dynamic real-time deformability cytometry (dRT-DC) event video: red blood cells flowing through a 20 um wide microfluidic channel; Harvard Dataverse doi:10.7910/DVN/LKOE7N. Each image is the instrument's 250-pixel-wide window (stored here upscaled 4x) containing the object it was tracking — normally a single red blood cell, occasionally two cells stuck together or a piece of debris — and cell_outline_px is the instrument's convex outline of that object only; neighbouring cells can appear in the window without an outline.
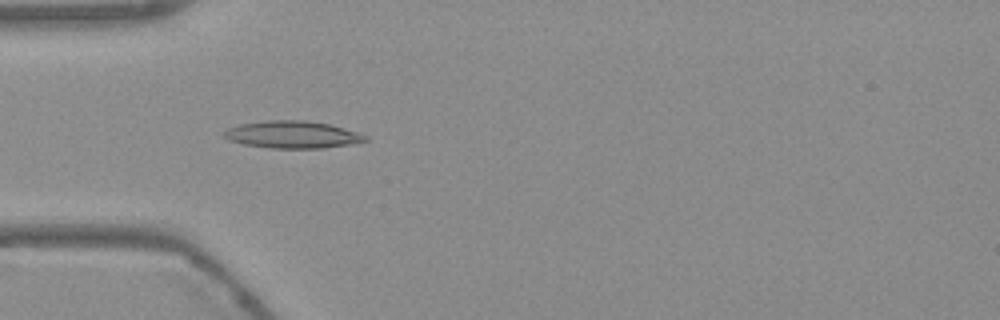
{"species": "Egyptian fruit bat (a non-hibernating species)", "species_latin": "Rousettus aegyptiacus", "temperature_condition": "warm", "stored_images_in_passage": 55, "camera_frame_rate_fps": 3000, "um_per_image_px": 0.085, "frame": {"image": 1, "passage_image": 17, "time_ms": 5.333, "image_size_px": [1000, 320], "cell_outline_px": [[368, 140], [348, 144], [324, 148], [272, 148], [244, 144], [228, 140], [224, 136], [224, 132], [228, 128], [240, 124], [268, 120], [304, 120], [332, 124], [368, 136]], "centroid_in_image_um": [24.86, 11.43], "position_along_channel_um": 60.1, "area_um2": 22.31}}
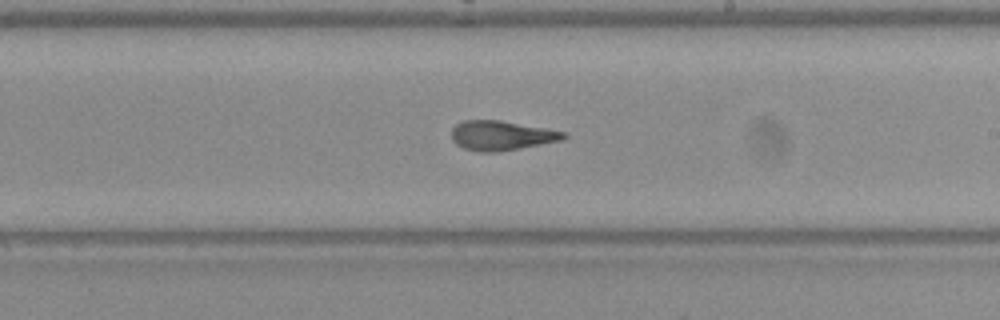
{"frame": {"image": 2, "passage_image": 32, "time_ms": 10.333, "image_size_px": [1000, 320], "cell_outline_px": [[568, 136], [560, 140], [500, 152], [480, 152], [464, 148], [456, 144], [452, 140], [452, 128], [456, 124], [464, 120], [500, 120], [544, 128], [564, 132]], "centroid_in_image_um": [42.57, 11.52], "position_along_channel_um": 246.4, "area_um2": 19.13}}
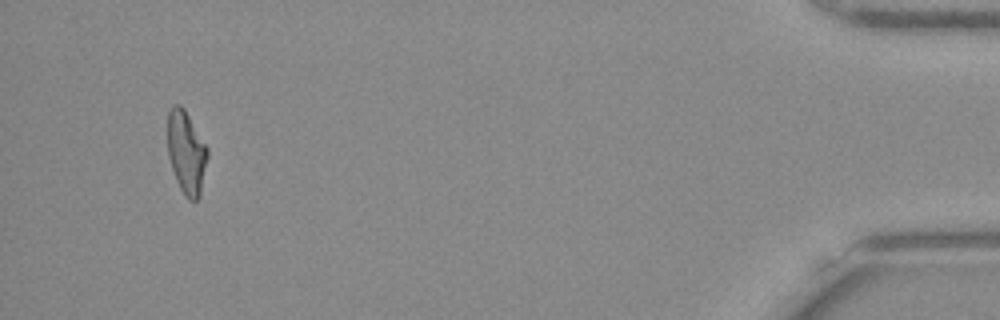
{"frame": {"image": 3, "passage_image": 52, "time_ms": 17.0, "image_size_px": [1000, 320], "cell_outline_px": [[208, 156], [200, 196], [196, 200], [188, 200], [180, 188], [176, 180], [168, 156], [168, 112], [172, 104], [180, 104], [184, 108], [208, 148]], "centroid_in_image_um": [15.84, 12.95], "position_along_channel_um": 419.4, "area_um2": 19.31}, "authors_computed_cell_mechanics": {"area_um2": 19.7676, "velocity_mm_per_s": 3.7506, "shape_relaxation_time_tau1_ms": 6.636, "shape_relaxation_time_tau2_ms": 1.8261, "deformation_change_tau1": 0.2106, "deformation_change_tau2": 0.0921}}